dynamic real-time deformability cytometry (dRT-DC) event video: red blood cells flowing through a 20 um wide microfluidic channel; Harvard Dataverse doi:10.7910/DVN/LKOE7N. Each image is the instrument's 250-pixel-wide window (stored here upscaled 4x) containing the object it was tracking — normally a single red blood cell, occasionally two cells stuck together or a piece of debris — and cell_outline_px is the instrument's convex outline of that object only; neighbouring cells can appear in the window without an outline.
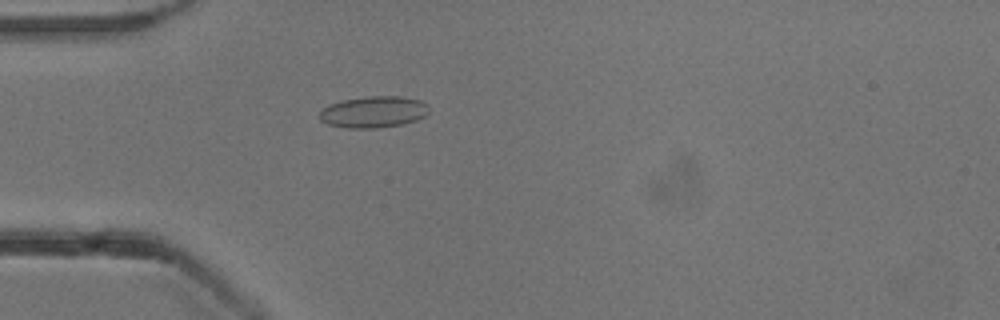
{"species": "common noctule bat (a hibernating species)", "species_latin": "Nyctalus noctula", "temperature_condition": "cold", "stored_images_in_passage": 54, "camera_frame_rate_fps": 3000, "um_per_image_px": 0.085, "animal": {"sex": "male", "body_mass_g": 13.3}, "frame": {"image": 1, "passage_image": 16, "time_ms": 5.0, "image_size_px": [1000, 320], "cell_outline_px": [[428, 112], [424, 116], [416, 120], [404, 124], [376, 128], [348, 128], [328, 124], [320, 120], [320, 112], [328, 104], [344, 100], [368, 96], [400, 96], [420, 100], [428, 104]], "centroid_in_image_um": [31.77, 9.51], "position_along_channel_um": 53.2, "area_um2": 20.06}}
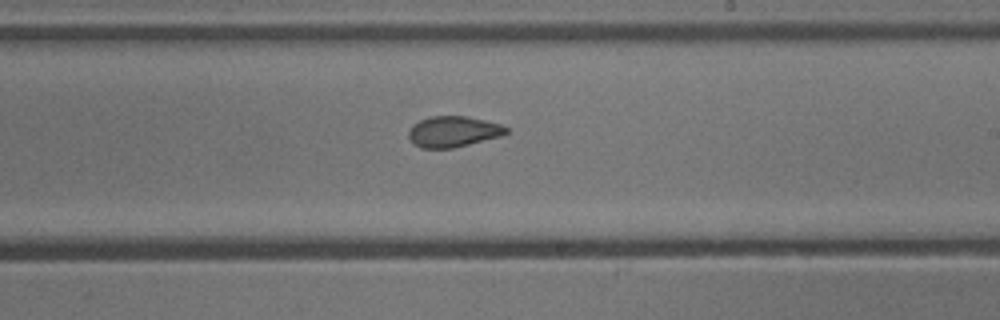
{"frame": {"image": 2, "passage_image": 32, "time_ms": 10.333, "image_size_px": [1000, 320], "cell_outline_px": [[508, 132], [500, 136], [452, 148], [420, 148], [408, 136], [408, 132], [412, 124], [420, 120], [432, 116], [464, 116], [484, 120], [500, 124], [508, 128]], "centroid_in_image_um": [38.5, 11.18], "position_along_channel_um": 250.5, "area_um2": 17.28}}
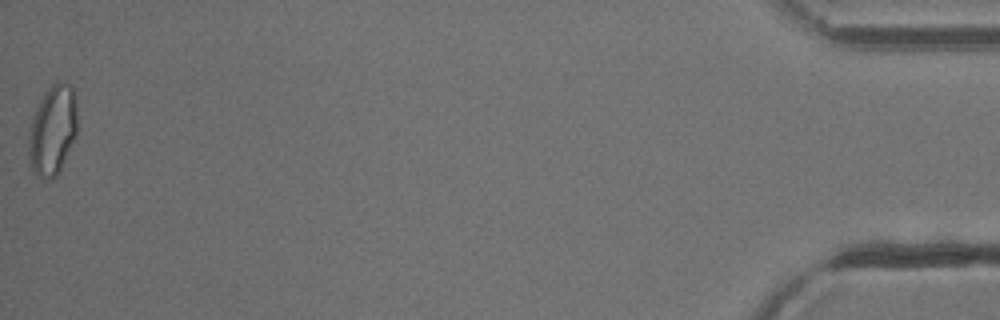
{"frame": {"image": 3, "passage_image": 54, "time_ms": 17.667, "image_size_px": [1000, 320], "cell_outline_px": [[76, 136], [56, 176], [52, 180], [44, 180], [32, 168], [28, 152], [28, 140], [32, 116], [44, 92], [56, 80], [72, 84], [76, 96]], "centroid_in_image_um": [4.48, 11.01], "position_along_channel_um": 430.7, "area_um2": 25.55}, "authors_computed_cell_mechanics": {"area_um2": 19.363, "velocity_mm_per_s": 3.8361, "shape_relaxation_time_tau1_ms": 10.7268, "shape_relaxation_time_tau2_ms": 1.9264, "deformation_change_tau1": 0.1545, "deformation_change_tau2": 0.0543}}